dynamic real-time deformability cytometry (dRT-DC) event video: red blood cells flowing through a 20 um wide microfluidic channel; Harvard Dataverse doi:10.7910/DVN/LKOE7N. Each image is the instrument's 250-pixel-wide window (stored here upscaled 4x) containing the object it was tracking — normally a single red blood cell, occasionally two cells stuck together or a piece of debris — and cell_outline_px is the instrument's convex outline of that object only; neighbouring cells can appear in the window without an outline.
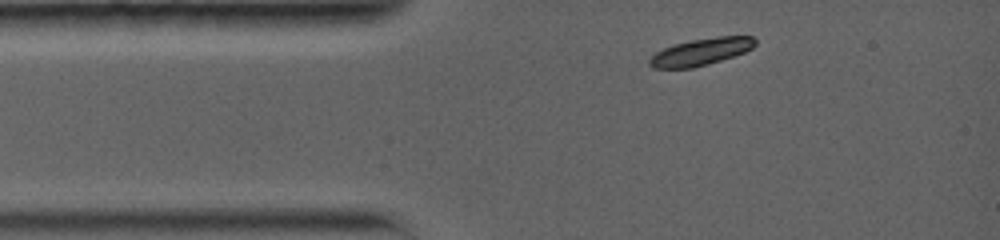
{"species": "common noctule bat (a hibernating species)", "species_latin": "Nyctalus noctula", "temperature_condition": "warm", "stored_images_in_passage": 23, "camera_frame_rate_fps": 5000, "um_per_image_px": 0.085, "animal": {"sex": "female", "body_mass_g": 19.0, "forearm_length_mm": 56.7}, "frame": {"image": 1, "passage_image": 1, "time_ms": 0.0, "image_size_px": [1000, 240], "cell_outline_px": [[756, 44], [752, 48], [744, 52], [708, 64], [692, 68], [652, 68], [648, 64], [648, 60], [656, 52], [672, 44], [692, 40], [716, 36], [752, 36], [756, 40]], "centroid_in_image_um": [59.56, 4.4], "position_along_channel_um": 25.4, "area_um2": 16.59}}
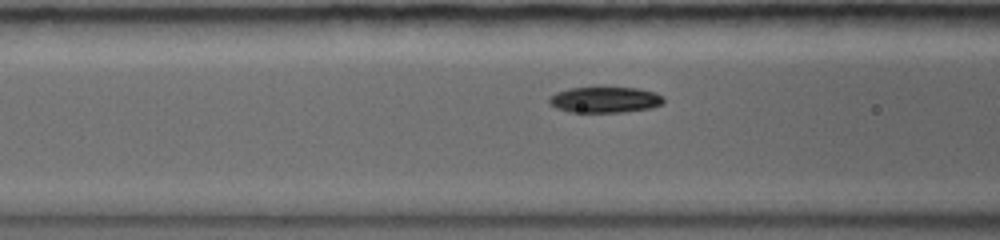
{"frame": {"image": 2, "passage_image": 9, "time_ms": 3.0, "image_size_px": [1000, 240], "cell_outline_px": [[664, 104], [652, 108], [624, 112], [568, 112], [556, 108], [548, 104], [548, 96], [556, 92], [568, 88], [604, 84], [636, 88], [656, 92], [664, 96]], "centroid_in_image_um": [51.4, 8.43], "position_along_channel_um": 115.2, "area_um2": 18.5}}
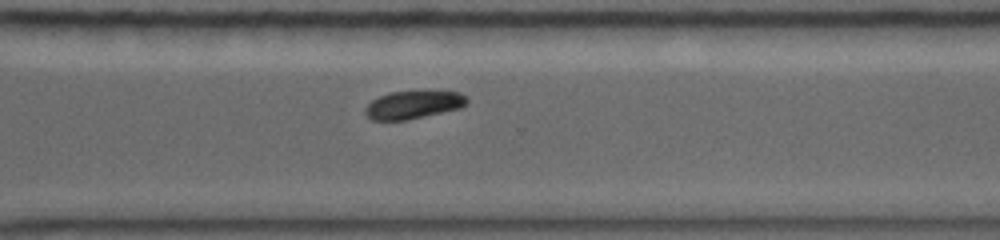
{"frame": {"image": 3, "passage_image": 23, "time_ms": 8.8, "image_size_px": [1000, 240], "cell_outline_px": [[468, 100], [460, 108], [408, 120], [372, 120], [364, 112], [364, 108], [372, 100], [380, 96], [392, 92], [460, 92]], "centroid_in_image_um": [35.09, 8.92], "position_along_channel_um": 335.5, "area_um2": 16.18}}